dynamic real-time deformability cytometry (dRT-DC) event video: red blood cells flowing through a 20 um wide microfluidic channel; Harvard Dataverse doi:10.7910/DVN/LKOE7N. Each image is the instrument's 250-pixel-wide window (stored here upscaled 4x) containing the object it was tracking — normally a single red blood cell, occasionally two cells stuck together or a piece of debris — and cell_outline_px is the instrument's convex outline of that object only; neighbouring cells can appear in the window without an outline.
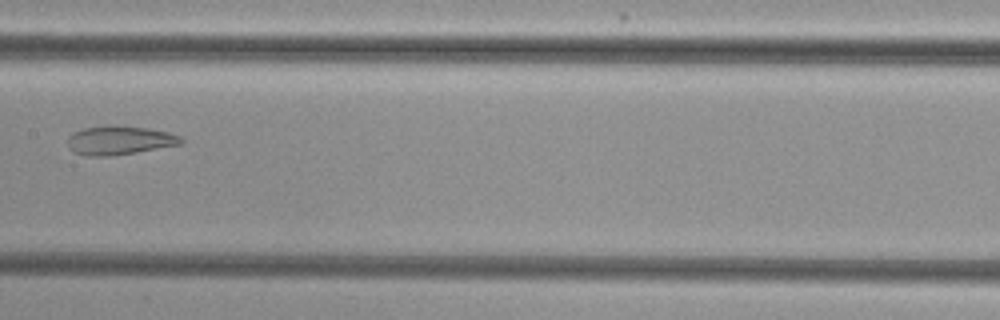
{"species": "common noctule bat (a hibernating species)", "species_latin": "Nyctalus noctula", "temperature_condition": "cold", "stored_images_in_passage": 8, "camera_frame_rate_fps": 3000, "um_per_image_px": 0.085, "animal": {"sex": "female", "body_mass_g": 29.2, "forearm_length_mm": 56.3}, "frame": {"image": 1, "passage_image": 8, "time_ms": 9.0, "image_size_px": [1000, 320], "cell_outline_px": [[184, 144], [112, 156], [88, 156], [72, 152], [68, 148], [68, 136], [72, 132], [84, 128], [148, 128], [168, 132], [180, 136], [184, 140]], "centroid_in_image_um": [10.17, 11.98], "position_along_channel_um": 197.2, "area_um2": 18.5}}